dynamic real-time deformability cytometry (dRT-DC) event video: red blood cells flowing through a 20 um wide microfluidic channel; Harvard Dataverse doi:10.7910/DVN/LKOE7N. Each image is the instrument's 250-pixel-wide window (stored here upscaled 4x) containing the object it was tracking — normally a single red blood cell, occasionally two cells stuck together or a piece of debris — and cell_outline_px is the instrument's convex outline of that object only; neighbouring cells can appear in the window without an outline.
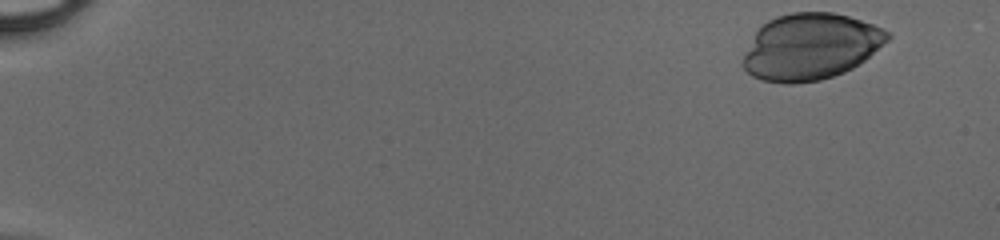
{"species": "human", "species_latin": "Homo sapiens", "temperature_condition": "cold", "stored_images_in_passage": 46, "camera_frame_rate_fps": 3000, "um_per_image_px": 0.085, "donor": {"sex": "male"}, "frame": {"image": 1, "passage_image": 1, "time_ms": 0.0, "image_size_px": [1000, 240], "cell_outline_px": [[892, 36], [888, 40], [864, 60], [852, 68], [844, 72], [820, 80], [792, 84], [784, 84], [764, 80], [752, 76], [740, 64], [744, 52], [756, 32], [768, 20], [776, 16], [792, 12], [832, 12], [848, 16], [884, 28]], "centroid_in_image_um": [68.87, 3.97], "position_along_channel_um": 16.1, "area_um2": 55.78}}
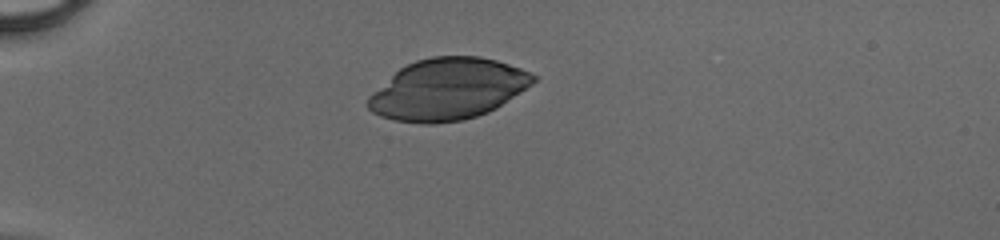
{"frame": {"image": 2, "passage_image": 12, "time_ms": 3.667, "image_size_px": [1000, 240], "cell_outline_px": [[536, 80], [532, 84], [496, 108], [488, 112], [476, 116], [460, 120], [432, 124], [424, 124], [392, 120], [380, 116], [372, 112], [364, 104], [368, 96], [400, 68], [416, 60], [432, 56], [480, 56], [496, 60], [520, 68], [536, 76]], "centroid_in_image_um": [38.02, 7.59], "position_along_channel_um": 47.0, "area_um2": 58.84}}